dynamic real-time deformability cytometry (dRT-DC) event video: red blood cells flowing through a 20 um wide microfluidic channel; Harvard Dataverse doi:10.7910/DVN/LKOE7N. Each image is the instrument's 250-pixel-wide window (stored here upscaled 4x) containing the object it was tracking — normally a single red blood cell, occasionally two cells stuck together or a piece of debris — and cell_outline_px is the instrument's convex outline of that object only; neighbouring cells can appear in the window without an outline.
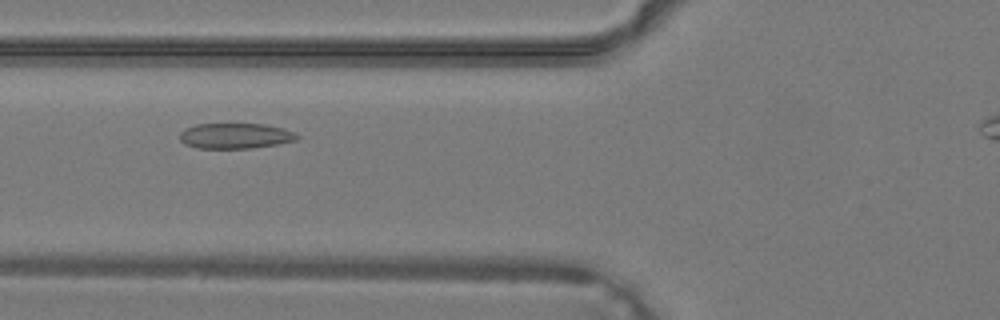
{"species": "common noctule bat (a hibernating species)", "species_latin": "Nyctalus noctula", "temperature_condition": "warm", "stored_images_in_passage": 27, "camera_frame_rate_fps": 3000, "um_per_image_px": 0.085, "animal": {"sex": "male", "body_mass_g": 19.2, "forearm_length_mm": 51.8}, "frame": {"image": 1, "passage_image": 6, "time_ms": 1.667, "image_size_px": [1000, 320], "cell_outline_px": [[300, 136], [296, 140], [276, 144], [252, 148], [196, 148], [184, 144], [180, 140], [180, 132], [184, 128], [196, 124], [264, 124], [284, 128], [296, 132]], "centroid_in_image_um": [20.0, 11.54], "position_along_channel_um": 105.8, "area_um2": 17.51}}
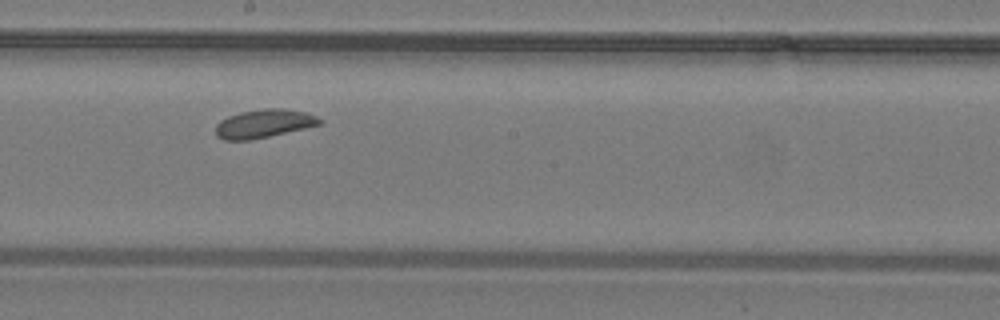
{"frame": {"image": 2, "passage_image": 13, "time_ms": 4.0, "image_size_px": [1000, 320], "cell_outline_px": [[324, 120], [320, 124], [304, 128], [252, 140], [224, 140], [216, 136], [216, 124], [220, 120], [228, 116], [240, 112], [264, 108], [284, 108], [304, 112], [316, 116]], "centroid_in_image_um": [22.4, 10.5], "position_along_channel_um": 225.8, "area_um2": 17.22}}
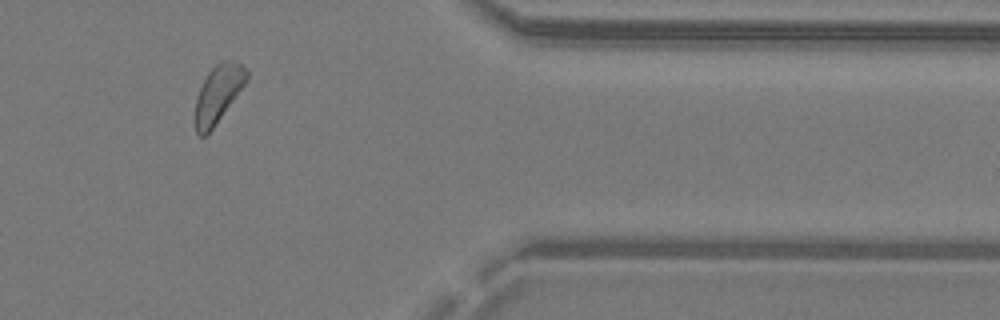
{"frame": {"image": 3, "passage_image": 24, "time_ms": 7.667, "image_size_px": [1000, 320], "cell_outline_px": [[248, 80], [212, 128], [204, 136], [200, 136], [196, 132], [192, 120], [196, 100], [200, 88], [208, 72], [220, 60], [236, 60], [248, 68]], "centroid_in_image_um": [18.53, 7.95], "position_along_channel_um": 392.9, "area_um2": 17.4}}